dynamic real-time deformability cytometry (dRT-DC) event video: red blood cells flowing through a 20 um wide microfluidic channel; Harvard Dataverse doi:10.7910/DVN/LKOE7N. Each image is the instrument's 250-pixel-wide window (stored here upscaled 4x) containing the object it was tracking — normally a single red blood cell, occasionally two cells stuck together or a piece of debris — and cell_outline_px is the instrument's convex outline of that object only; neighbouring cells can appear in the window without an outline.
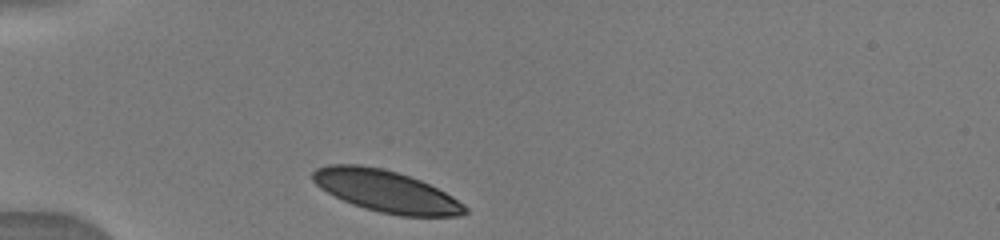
{"species": "human", "species_latin": "Homo sapiens", "temperature_condition": "warm", "stored_images_in_passage": 28, "camera_frame_rate_fps": 3000, "um_per_image_px": 0.085, "donor": {"sex": "male"}, "frame": {"image": 1, "passage_image": 1, "time_ms": 0.0, "image_size_px": [1000, 240], "cell_outline_px": [[468, 212], [460, 216], [400, 216], [380, 212], [364, 208], [352, 204], [320, 188], [312, 180], [312, 172], [316, 168], [328, 164], [360, 164], [384, 168], [420, 180], [452, 196], [464, 204], [468, 208]], "centroid_in_image_um": [32.8, 16.25], "position_along_channel_um": 52.2, "area_um2": 36.99}}
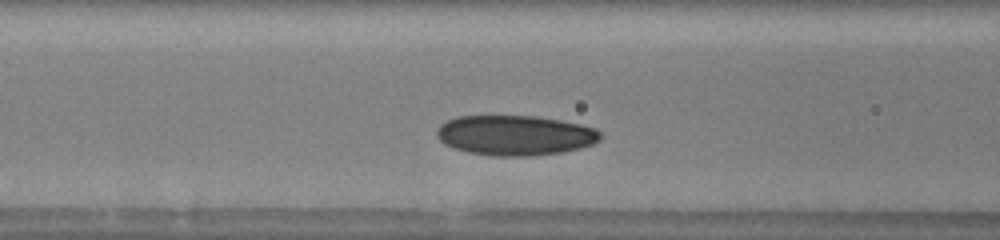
{"frame": {"image": 2, "passage_image": 12, "time_ms": 2.333, "image_size_px": [1000, 240], "cell_outline_px": [[600, 140], [592, 144], [580, 148], [564, 152], [532, 156], [492, 156], [468, 152], [452, 148], [444, 144], [436, 136], [436, 128], [440, 124], [456, 116], [536, 116], [560, 120], [580, 124], [596, 128], [600, 132]], "centroid_in_image_um": [43.76, 11.5], "position_along_channel_um": 122.8, "area_um2": 38.49}}
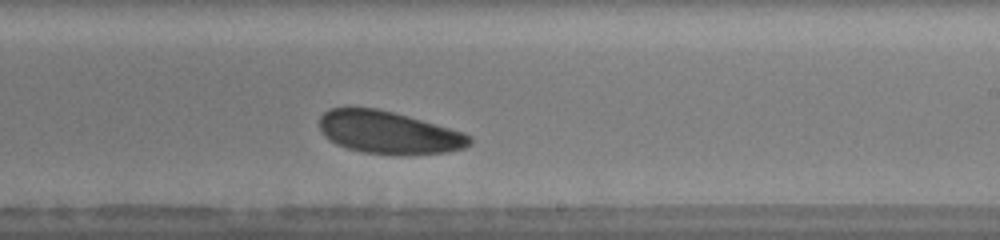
{"frame": {"image": 3, "passage_image": 19, "time_ms": 5.667, "image_size_px": [1000, 240], "cell_outline_px": [[472, 144], [464, 148], [448, 152], [400, 156], [364, 152], [348, 148], [336, 144], [328, 140], [320, 132], [320, 116], [328, 108], [376, 108], [408, 116], [464, 132], [472, 136]], "centroid_in_image_um": [33.05, 11.28], "position_along_channel_um": 255.9, "area_um2": 37.57}}